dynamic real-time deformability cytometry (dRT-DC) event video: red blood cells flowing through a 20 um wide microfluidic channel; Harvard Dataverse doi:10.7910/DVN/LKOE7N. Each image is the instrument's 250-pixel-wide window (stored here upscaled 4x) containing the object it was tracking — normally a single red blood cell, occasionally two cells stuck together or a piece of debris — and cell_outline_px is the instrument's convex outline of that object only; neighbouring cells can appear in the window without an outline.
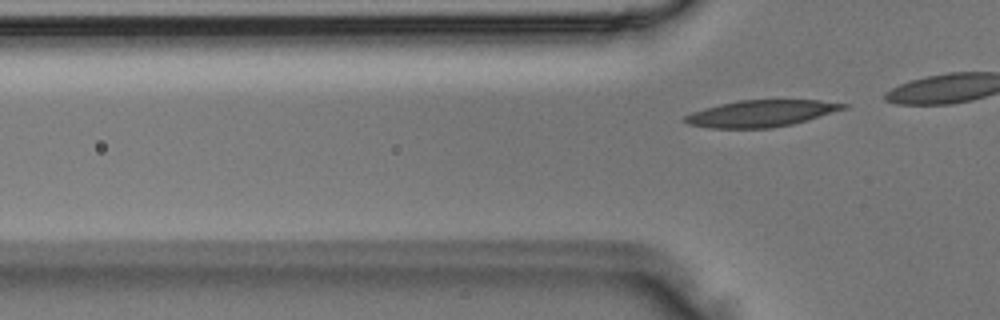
{"species": "Egyptian fruit bat (a non-hibernating species)", "species_latin": "Rousettus aegyptiacus", "temperature_condition": "room temperature", "stored_images_in_passage": 2, "camera_frame_rate_fps": 3000, "um_per_image_px": 0.085, "animal": {"sex": "male"}, "frame": {"image": 1, "passage_image": 2, "time_ms": 0.333, "image_size_px": [1000, 320], "cell_outline_px": [[848, 108], [808, 120], [792, 124], [772, 128], [708, 128], [688, 124], [680, 120], [684, 116], [692, 112], [704, 108], [720, 104], [740, 100], [820, 100], [848, 104]], "centroid_in_image_um": [64.68, 9.65], "position_along_channel_um": 61.1, "area_um2": 24.74}}